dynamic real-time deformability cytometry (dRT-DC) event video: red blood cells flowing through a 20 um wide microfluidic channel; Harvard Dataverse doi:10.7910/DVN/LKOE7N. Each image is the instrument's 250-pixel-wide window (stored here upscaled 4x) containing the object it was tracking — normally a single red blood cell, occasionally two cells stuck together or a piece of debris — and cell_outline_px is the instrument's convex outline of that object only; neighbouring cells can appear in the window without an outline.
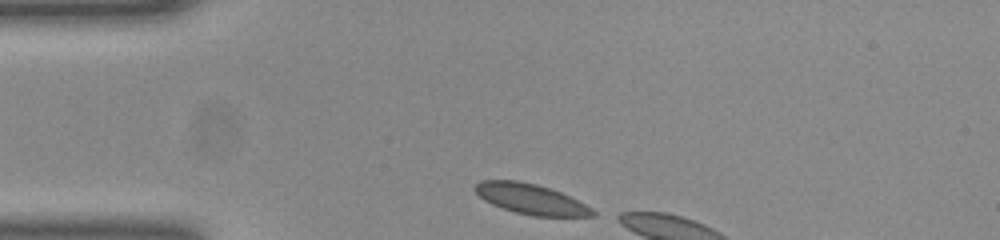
{"species": "common noctule bat (a hibernating species)", "species_latin": "Nyctalus noctula", "temperature_condition": "room temperature", "stored_images_in_passage": 4, "camera_frame_rate_fps": 3000, "um_per_image_px": 0.085, "animal": {"sex": "female", "body_mass_g": 23.0, "forearm_length_mm": 53.4}, "frame": {"image": 1, "passage_image": 1, "time_ms": 0.0, "image_size_px": [1000, 240], "cell_outline_px": [[596, 216], [532, 216], [516, 212], [492, 204], [484, 200], [472, 188], [480, 180], [516, 180], [536, 184], [560, 192], [592, 208], [596, 212]], "centroid_in_image_um": [45.1, 16.91], "position_along_channel_um": 39.9, "area_um2": 20.52}}